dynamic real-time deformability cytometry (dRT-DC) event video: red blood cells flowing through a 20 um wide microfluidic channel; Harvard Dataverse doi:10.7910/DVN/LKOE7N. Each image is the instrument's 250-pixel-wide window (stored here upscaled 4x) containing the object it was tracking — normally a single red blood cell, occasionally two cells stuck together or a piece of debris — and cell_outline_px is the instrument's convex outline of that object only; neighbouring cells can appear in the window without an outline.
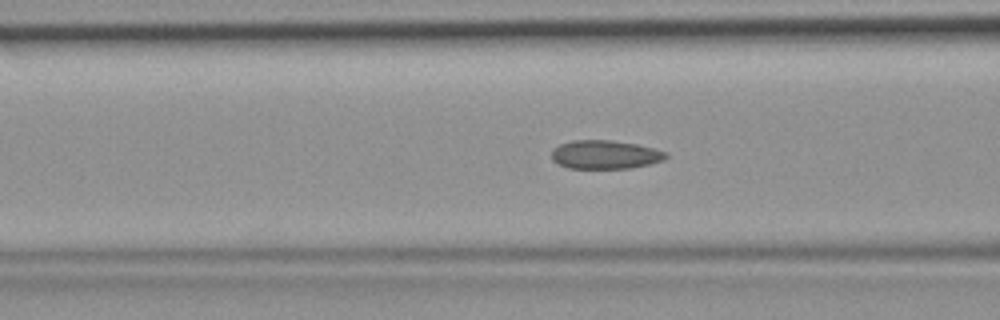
{"species": "common noctule bat (a hibernating species)", "species_latin": "Nyctalus noctula", "temperature_condition": "room temperature", "stored_images_in_passage": 48, "camera_frame_rate_fps": 3000, "um_per_image_px": 0.085, "animal": {"sex": "female", "body_mass_g": 19.9}, "frame": {"image": 1, "passage_image": 19, "time_ms": 6.0, "image_size_px": [1000, 320], "cell_outline_px": [[668, 156], [664, 160], [632, 168], [568, 168], [552, 160], [552, 148], [560, 144], [572, 140], [612, 140], [636, 144], [668, 152]], "centroid_in_image_um": [51.43, 13.13], "position_along_channel_um": 115.2, "area_um2": 19.07}}
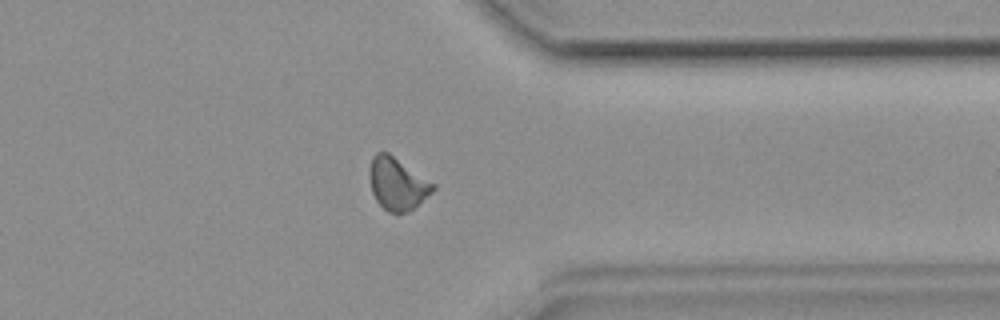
{"frame": {"image": 2, "passage_image": 38, "time_ms": 12.333, "image_size_px": [1000, 320], "cell_outline_px": [[436, 188], [432, 192], [408, 212], [388, 212], [376, 200], [372, 192], [368, 176], [368, 168], [372, 156], [376, 152], [388, 152], [436, 184]], "centroid_in_image_um": [33.75, 15.59], "position_along_channel_um": 377.7, "area_um2": 19.42}}
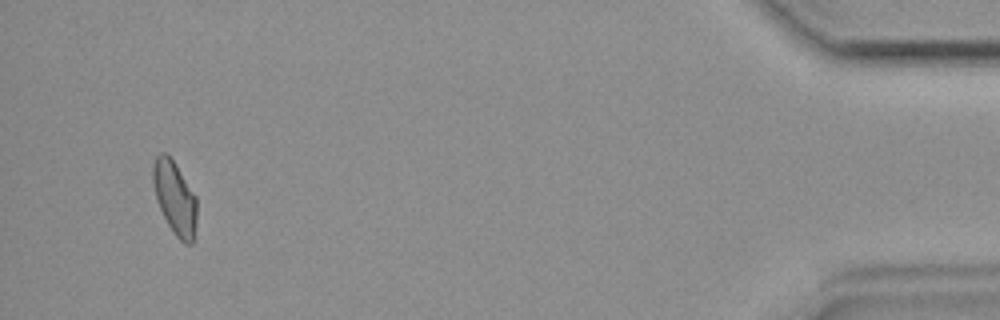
{"frame": {"image": 3, "passage_image": 46, "time_ms": 15.0, "image_size_px": [1000, 320], "cell_outline_px": [[196, 224], [192, 244], [184, 244], [172, 232], [156, 200], [152, 184], [152, 164], [156, 156], [160, 152], [168, 152], [176, 164], [196, 196]], "centroid_in_image_um": [14.84, 16.78], "position_along_channel_um": 420.4, "area_um2": 19.02}}